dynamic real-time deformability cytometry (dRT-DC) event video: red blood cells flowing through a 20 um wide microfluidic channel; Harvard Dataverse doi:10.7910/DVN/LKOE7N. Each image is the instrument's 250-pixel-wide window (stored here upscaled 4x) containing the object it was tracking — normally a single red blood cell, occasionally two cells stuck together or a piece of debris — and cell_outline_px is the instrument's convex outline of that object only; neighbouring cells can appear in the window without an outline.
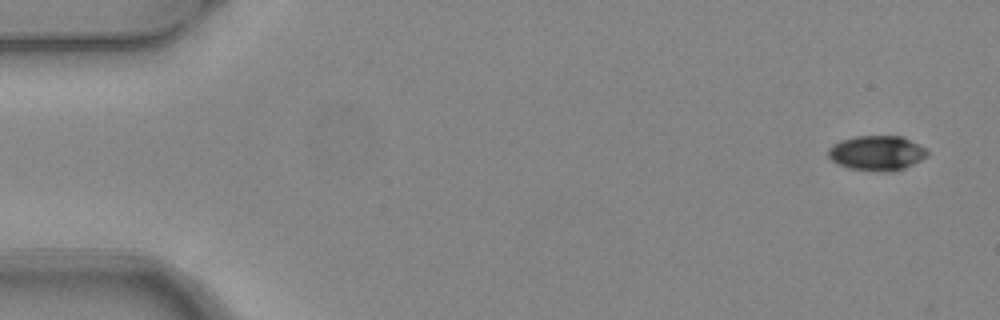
{"species": "common noctule bat (a hibernating species)", "species_latin": "Nyctalus noctula", "temperature_condition": "warm", "stored_images_in_passage": 5, "camera_frame_rate_fps": 3000, "um_per_image_px": 0.085, "animal": {"sex": "female", "body_mass_g": 24.6, "forearm_length_mm": 56.2}, "frame": {"image": 1, "passage_image": 1, "time_ms": 0.0, "image_size_px": [1000, 320], "cell_outline_px": [[928, 156], [896, 172], [880, 172], [848, 168], [832, 160], [828, 156], [828, 148], [832, 144], [840, 140], [856, 136], [900, 136], [924, 148], [928, 152]], "centroid_in_image_um": [74.5, 13.02], "position_along_channel_um": 10.5, "area_um2": 20.06}}
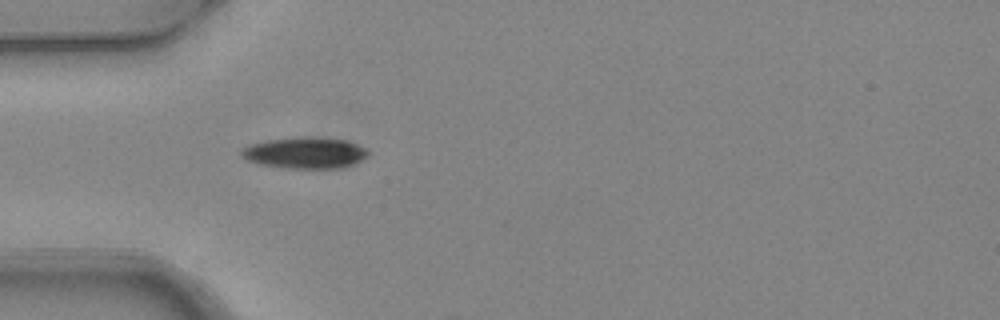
{"frame": {"image": 2, "passage_image": 5, "time_ms": 1.333, "image_size_px": [1000, 320], "cell_outline_px": [[368, 152], [360, 160], [344, 168], [284, 168], [260, 164], [248, 160], [240, 156], [240, 148], [252, 144], [268, 140], [304, 136], [348, 140], [364, 148]], "centroid_in_image_um": [25.88, 12.99], "position_along_channel_um": 59.1, "area_um2": 22.95}}